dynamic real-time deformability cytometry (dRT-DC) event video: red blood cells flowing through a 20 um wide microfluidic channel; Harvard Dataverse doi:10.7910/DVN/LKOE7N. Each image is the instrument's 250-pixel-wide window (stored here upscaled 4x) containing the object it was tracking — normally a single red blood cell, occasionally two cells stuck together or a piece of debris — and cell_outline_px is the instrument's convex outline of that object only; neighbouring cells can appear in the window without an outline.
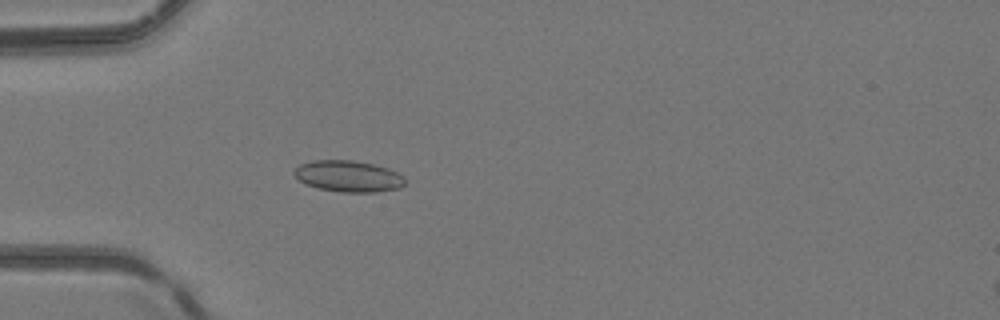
{"species": "common noctule bat (a hibernating species)", "species_latin": "Nyctalus noctula", "temperature_condition": "room temperature", "stored_images_in_passage": 52, "camera_frame_rate_fps": 3000, "um_per_image_px": 0.085, "animal": {"sex": "female", "body_mass_g": 24.6, "forearm_length_mm": 56.2}, "frame": {"image": 1, "passage_image": 17, "time_ms": 5.333, "image_size_px": [1000, 320], "cell_outline_px": [[404, 184], [400, 188], [376, 192], [340, 192], [320, 188], [304, 184], [292, 172], [300, 164], [312, 160], [352, 160], [372, 164], [388, 168], [404, 176]], "centroid_in_image_um": [29.6, 14.98], "position_along_channel_um": 55.4, "area_um2": 20.17}}
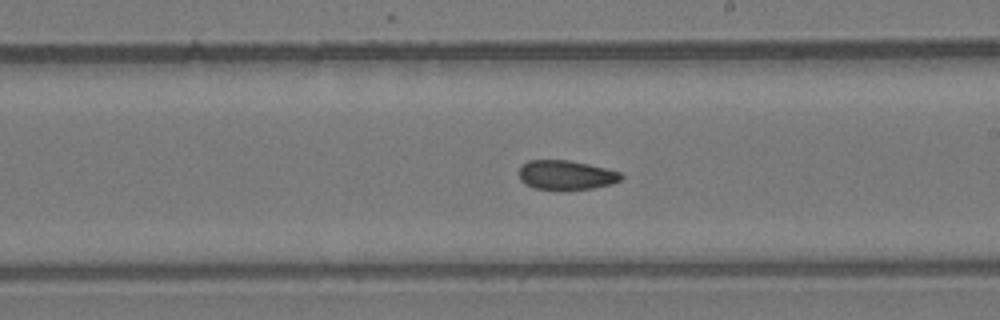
{"frame": {"image": 2, "passage_image": 31, "time_ms": 10.0, "image_size_px": [1000, 320], "cell_outline_px": [[624, 176], [620, 180], [612, 184], [592, 188], [564, 192], [560, 192], [536, 188], [524, 184], [520, 180], [520, 164], [528, 160], [568, 160], [588, 164], [620, 172]], "centroid_in_image_um": [48.09, 14.91], "position_along_channel_um": 240.9, "area_um2": 17.98}}
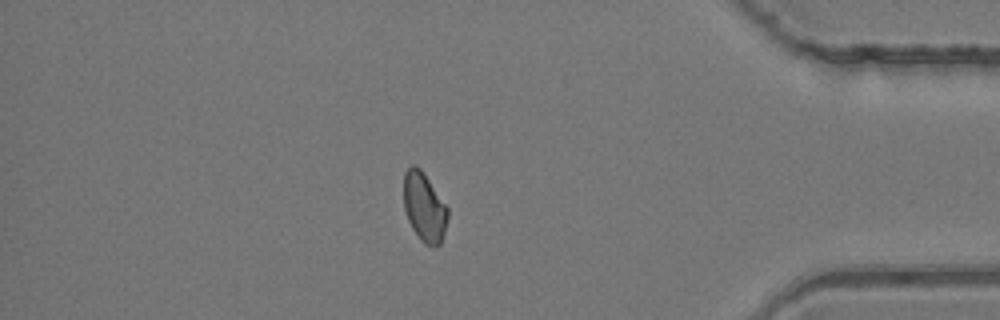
{"frame": {"image": 3, "passage_image": 45, "time_ms": 14.667, "image_size_px": [1000, 320], "cell_outline_px": [[448, 216], [444, 232], [440, 244], [424, 244], [420, 240], [412, 228], [408, 220], [404, 208], [404, 172], [412, 164], [416, 164], [420, 168], [448, 208]], "centroid_in_image_um": [36.04, 17.58], "position_along_channel_um": 399.2, "area_um2": 17.46}, "authors_computed_cell_mechanics": {"area_um2": 18.2937, "velocity_mm_per_s": 4.1447, "shape_relaxation_time_tau1_ms": null, "shape_relaxation_time_tau2_ms": 3.4109, "deformation_change_tau1": null, "deformation_change_tau2": 0.0522}}